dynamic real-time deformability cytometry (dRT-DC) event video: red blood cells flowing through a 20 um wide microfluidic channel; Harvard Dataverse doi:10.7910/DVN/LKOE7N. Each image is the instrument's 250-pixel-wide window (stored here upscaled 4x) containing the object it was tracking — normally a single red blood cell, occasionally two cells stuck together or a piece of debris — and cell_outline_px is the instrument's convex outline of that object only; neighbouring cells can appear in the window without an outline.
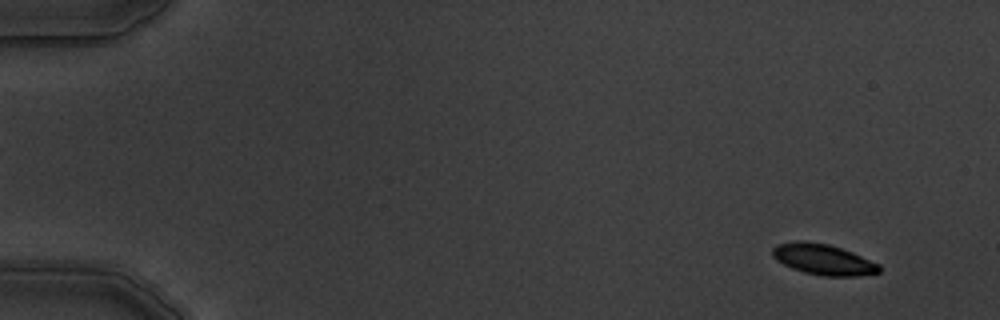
{"species": "common noctule bat (a hibernating species)", "species_latin": "Nyctalus noctula", "temperature_condition": "warm", "stored_images_in_passage": 3, "segment_of_instrument_passage": [2, 2], "camera_frame_rate_fps": 3000, "um_per_image_px": 0.085, "animal": {"sex": "male", "body_mass_g": 19.5, "forearm_length_mm": 54.6}, "frame": {"image": 1, "passage_image": 3, "time_ms": 3.333, "image_size_px": [1000, 320], "cell_outline_px": [[880, 272], [856, 276], [824, 276], [804, 272], [792, 268], [776, 260], [772, 256], [772, 248], [776, 244], [796, 240], [804, 240], [828, 244], [852, 252], [880, 264]], "centroid_in_image_um": [69.94, 22.04], "position_along_channel_um": 15.1, "area_um2": 19.19}}